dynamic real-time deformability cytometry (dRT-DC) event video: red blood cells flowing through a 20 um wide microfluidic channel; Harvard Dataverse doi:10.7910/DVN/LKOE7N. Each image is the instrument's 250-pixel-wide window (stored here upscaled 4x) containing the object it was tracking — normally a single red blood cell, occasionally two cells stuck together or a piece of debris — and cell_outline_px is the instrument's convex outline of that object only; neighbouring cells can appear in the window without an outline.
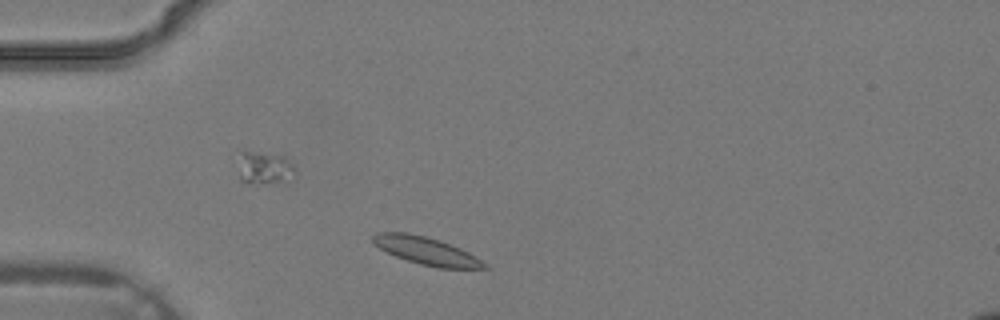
{"species": "common noctule bat (a hibernating species)", "species_latin": "Nyctalus noctula", "temperature_condition": "warm", "stored_images_in_passage": 29, "camera_frame_rate_fps": 3000, "um_per_image_px": 0.085, "animal": {"sex": "male", "body_mass_g": 19.2, "forearm_length_mm": 51.8}, "frame": {"image": 1, "passage_image": 2, "time_ms": 0.333, "image_size_px": [1000, 320], "cell_outline_px": [[488, 268], [440, 268], [420, 264], [396, 256], [372, 244], [372, 236], [376, 232], [408, 232], [440, 240], [460, 248], [476, 256], [488, 264]], "centroid_in_image_um": [36.23, 21.31], "position_along_channel_um": 48.8, "area_um2": 17.92}}
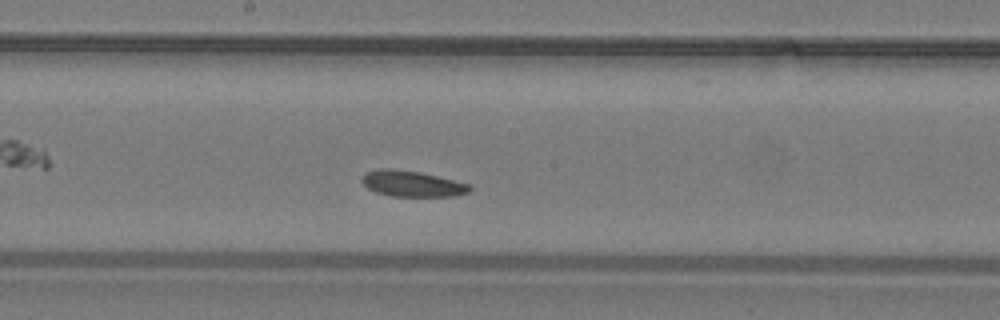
{"frame": {"image": 2, "passage_image": 12, "time_ms": 3.667, "image_size_px": [1000, 320], "cell_outline_px": [[472, 188], [468, 192], [452, 196], [392, 196], [376, 192], [368, 188], [360, 180], [364, 172], [380, 168], [392, 168], [420, 172], [472, 184]], "centroid_in_image_um": [35.01, 15.6], "position_along_channel_um": 213.2, "area_um2": 16.36}}
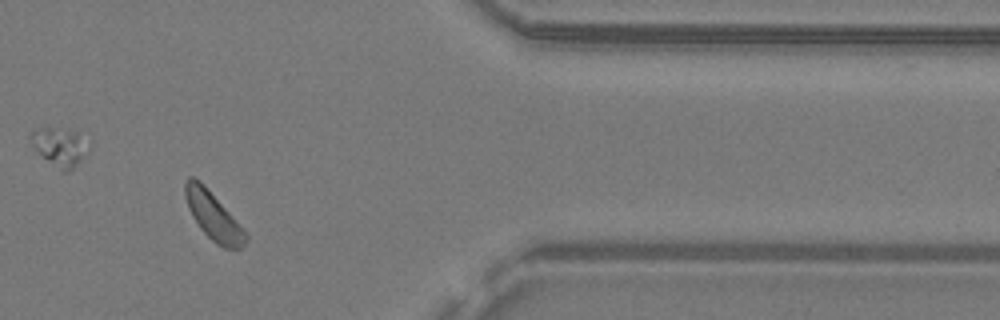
{"frame": {"image": 3, "passage_image": 23, "time_ms": 7.333, "image_size_px": [1000, 320], "cell_outline_px": [[248, 240], [240, 248], [224, 248], [216, 244], [200, 228], [192, 216], [188, 208], [184, 196], [184, 184], [188, 176], [192, 176], [200, 180], [204, 184], [248, 232]], "centroid_in_image_um": [18.13, 18.34], "position_along_channel_um": 393.3, "area_um2": 17.11}}